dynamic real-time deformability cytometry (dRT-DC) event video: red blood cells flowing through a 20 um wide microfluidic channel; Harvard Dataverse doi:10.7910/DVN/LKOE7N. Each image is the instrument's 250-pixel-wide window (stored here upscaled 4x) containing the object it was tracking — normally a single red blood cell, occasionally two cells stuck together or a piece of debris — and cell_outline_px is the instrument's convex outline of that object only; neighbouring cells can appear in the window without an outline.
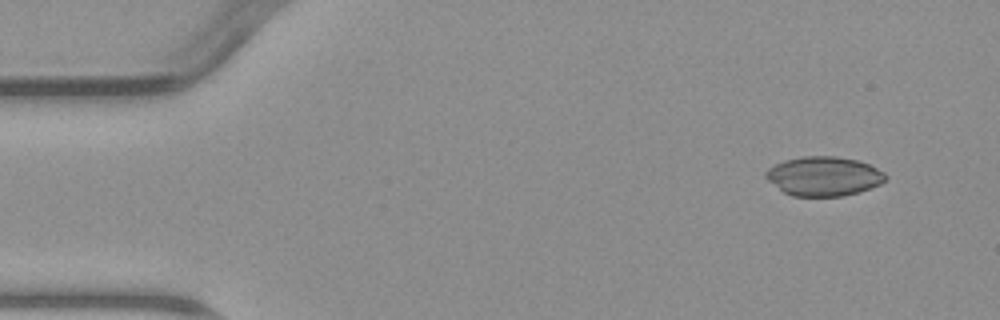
{"species": "common noctule bat (a hibernating species)", "species_latin": "Nyctalus noctula", "temperature_condition": "warm", "stored_images_in_passage": 5, "camera_frame_rate_fps": 3000, "um_per_image_px": 0.085, "animal": {"sex": "male", "body_mass_g": 23.1, "forearm_length_mm": 52.7}, "frame": {"image": 1, "passage_image": 2, "time_ms": 1.333, "image_size_px": [1000, 320], "cell_outline_px": [[888, 180], [880, 184], [860, 192], [844, 196], [792, 196], [784, 192], [768, 180], [764, 176], [764, 172], [768, 168], [784, 160], [804, 156], [836, 156], [856, 160], [868, 164], [884, 172], [888, 176]], "centroid_in_image_um": [70.03, 14.98], "position_along_channel_um": 15.0, "area_um2": 27.51}}